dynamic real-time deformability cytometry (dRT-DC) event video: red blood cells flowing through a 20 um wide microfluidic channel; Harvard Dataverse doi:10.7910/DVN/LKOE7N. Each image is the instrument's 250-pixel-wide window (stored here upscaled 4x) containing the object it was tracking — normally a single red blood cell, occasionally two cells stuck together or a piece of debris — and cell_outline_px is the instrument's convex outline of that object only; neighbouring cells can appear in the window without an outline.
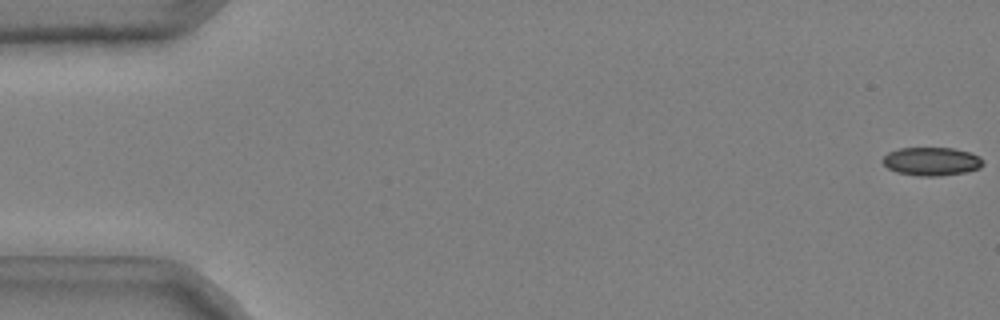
{"species": "common noctule bat (a hibernating species)", "species_latin": "Nyctalus noctula", "temperature_condition": "cold", "stored_images_in_passage": 16, "camera_frame_rate_fps": 3000, "um_per_image_px": 0.085, "animal": {"sex": "male", "body_mass_g": 20.4}, "frame": {"image": 1, "passage_image": 1, "time_ms": 0.0, "image_size_px": [1000, 320], "cell_outline_px": [[984, 164], [980, 168], [968, 172], [940, 176], [920, 176], [896, 172], [888, 168], [880, 160], [888, 152], [900, 148], [952, 148], [968, 152], [980, 156], [984, 160]], "centroid_in_image_um": [79.2, 13.72], "position_along_channel_um": 5.8, "area_um2": 16.76}}
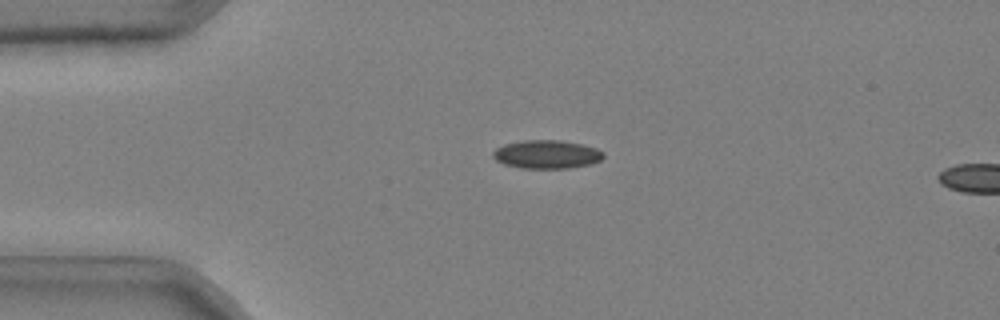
{"frame": {"image": 2, "passage_image": 13, "time_ms": 4.0, "image_size_px": [1000, 320], "cell_outline_px": [[604, 156], [600, 160], [592, 164], [568, 168], [520, 168], [504, 164], [496, 160], [492, 156], [492, 152], [496, 148], [504, 144], [524, 140], [560, 140], [580, 144], [596, 148], [604, 152]], "centroid_in_image_um": [46.46, 13.12], "position_along_channel_um": 38.5, "area_um2": 18.32}}